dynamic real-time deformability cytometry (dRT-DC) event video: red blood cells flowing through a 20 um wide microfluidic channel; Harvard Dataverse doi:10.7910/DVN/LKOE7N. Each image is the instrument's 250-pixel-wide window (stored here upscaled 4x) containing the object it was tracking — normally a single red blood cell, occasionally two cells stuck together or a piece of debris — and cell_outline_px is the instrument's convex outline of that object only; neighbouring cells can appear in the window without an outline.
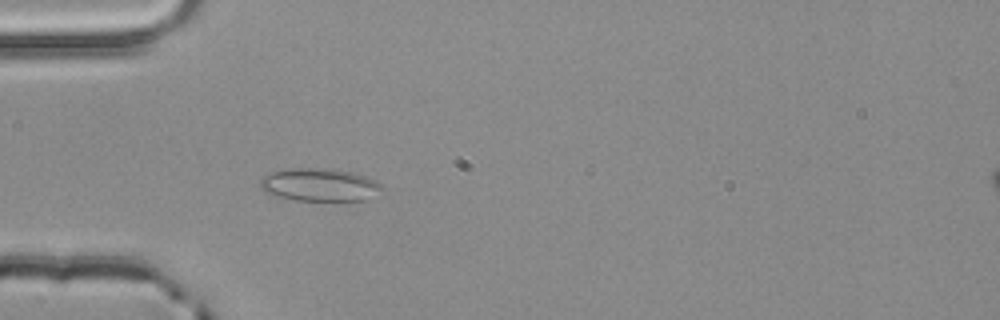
{"species": "common noctule bat (a hibernating species)", "species_latin": "Nyctalus noctula", "temperature_condition": "room temperature", "stored_images_in_passage": 3, "camera_frame_rate_fps": 3000, "um_per_image_px": 0.085, "animal": {"sex": "male", "body_mass_g": 20.4}, "frame": {"image": 1, "passage_image": 3, "time_ms": 0.667, "image_size_px": [1000, 320], "cell_outline_px": [[384, 188], [368, 200], [296, 200], [264, 192], [260, 188], [260, 180], [264, 176], [272, 172], [284, 168], [316, 168], [352, 172], [364, 176], [380, 184]], "centroid_in_image_um": [27.13, 15.71], "position_along_channel_um": 57.9, "area_um2": 23.0}}